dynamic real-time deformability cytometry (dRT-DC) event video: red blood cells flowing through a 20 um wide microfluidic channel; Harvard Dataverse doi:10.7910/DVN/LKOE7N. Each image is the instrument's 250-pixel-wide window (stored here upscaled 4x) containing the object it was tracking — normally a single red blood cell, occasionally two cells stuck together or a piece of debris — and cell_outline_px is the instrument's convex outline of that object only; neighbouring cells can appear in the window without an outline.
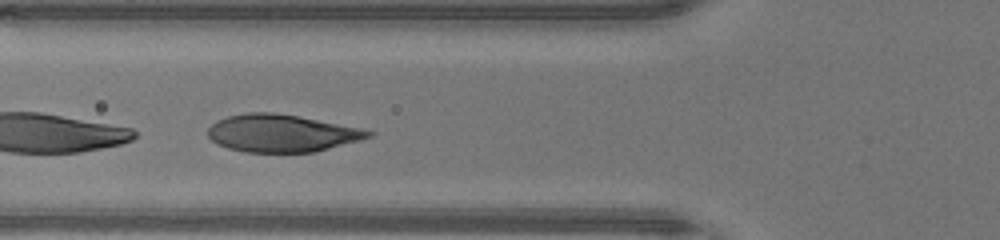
{"species": "human", "species_latin": "Homo sapiens", "temperature_condition": "warm", "stored_images_in_passage": 29, "camera_frame_rate_fps": 3000, "um_per_image_px": 0.085, "donor": {"sex": "male"}, "frame": {"image": 1, "passage_image": 6, "time_ms": 1.667, "image_size_px": [1000, 240], "cell_outline_px": [[376, 132], [372, 136], [360, 140], [316, 152], [244, 152], [228, 148], [216, 144], [208, 136], [208, 128], [216, 120], [228, 116], [248, 112], [272, 112], [296, 116], [364, 128]], "centroid_in_image_um": [23.95, 11.33], "position_along_channel_um": 101.9, "area_um2": 35.14}}
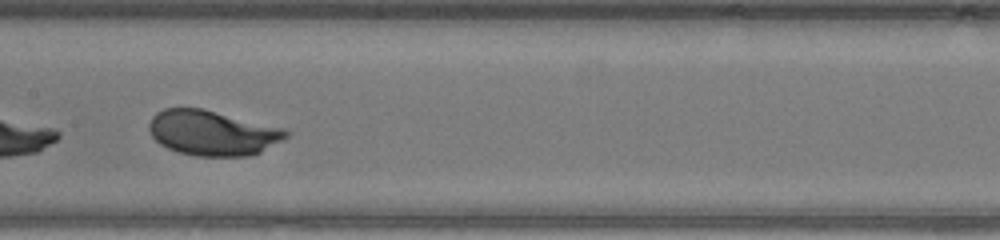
{"frame": {"image": 2, "passage_image": 12, "time_ms": 3.667, "image_size_px": [1000, 240], "cell_outline_px": [[288, 136], [260, 152], [248, 156], [196, 156], [180, 152], [168, 148], [160, 144], [152, 136], [148, 128], [148, 124], [152, 116], [156, 112], [164, 108], [200, 108], [284, 128], [288, 132]], "centroid_in_image_um": [18.02, 11.29], "position_along_channel_um": 189.4, "area_um2": 35.66}}
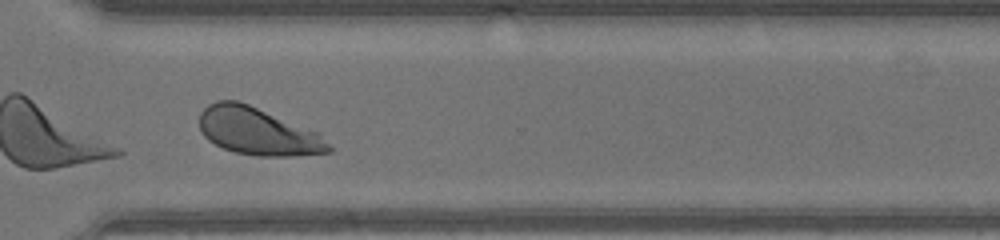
{"frame": {"image": 3, "passage_image": 23, "time_ms": 7.333, "image_size_px": [1000, 240], "cell_outline_px": [[332, 152], [296, 156], [260, 156], [236, 152], [224, 148], [208, 140], [200, 132], [200, 112], [208, 104], [216, 100], [236, 100], [248, 104], [320, 132], [332, 148]], "centroid_in_image_um": [21.94, 11.16], "position_along_channel_um": 348.7, "area_um2": 35.89}, "authors_computed_cell_mechanics": {"area_um2": 36.0094, "velocity_mm_per_s": 4.3564, "shape_relaxation_time_tau1_ms": 1.8072, "shape_relaxation_time_tau2_ms": null, "deformation_change_tau1": 0.161, "deformation_change_tau2": null}}